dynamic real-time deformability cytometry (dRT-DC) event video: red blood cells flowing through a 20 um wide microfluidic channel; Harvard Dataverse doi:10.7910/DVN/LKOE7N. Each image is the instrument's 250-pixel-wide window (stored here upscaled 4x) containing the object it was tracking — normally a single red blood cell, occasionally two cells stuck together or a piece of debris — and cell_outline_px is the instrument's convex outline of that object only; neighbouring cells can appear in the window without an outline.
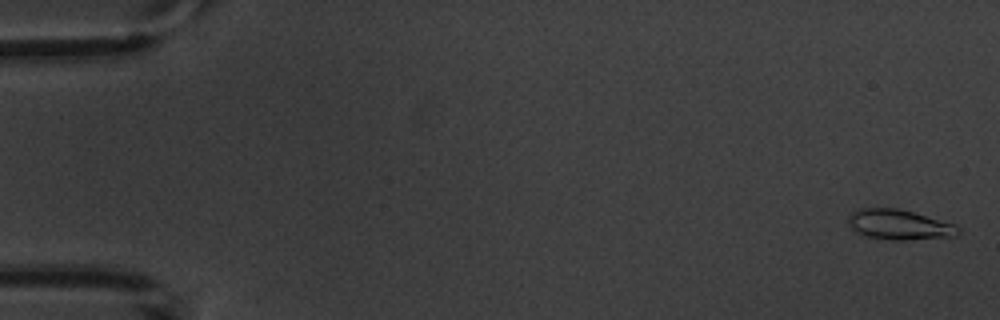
{"species": "common noctule bat (a hibernating species)", "species_latin": "Nyctalus noctula", "temperature_condition": "warm", "stored_images_in_passage": 5, "camera_frame_rate_fps": 3000, "um_per_image_px": 0.085, "animal": {"sex": "male", "body_mass_g": 20.1, "forearm_length_mm": 53.5}, "frame": {"image": 1, "passage_image": 1, "time_ms": 0.0, "image_size_px": [1000, 320], "cell_outline_px": [[960, 232], [956, 236], [908, 240], [888, 240], [868, 236], [856, 232], [848, 224], [848, 216], [852, 212], [864, 208], [896, 208], [912, 212], [956, 224], [960, 228]], "centroid_in_image_um": [76.45, 19.11], "position_along_channel_um": 8.5, "area_um2": 19.25}}